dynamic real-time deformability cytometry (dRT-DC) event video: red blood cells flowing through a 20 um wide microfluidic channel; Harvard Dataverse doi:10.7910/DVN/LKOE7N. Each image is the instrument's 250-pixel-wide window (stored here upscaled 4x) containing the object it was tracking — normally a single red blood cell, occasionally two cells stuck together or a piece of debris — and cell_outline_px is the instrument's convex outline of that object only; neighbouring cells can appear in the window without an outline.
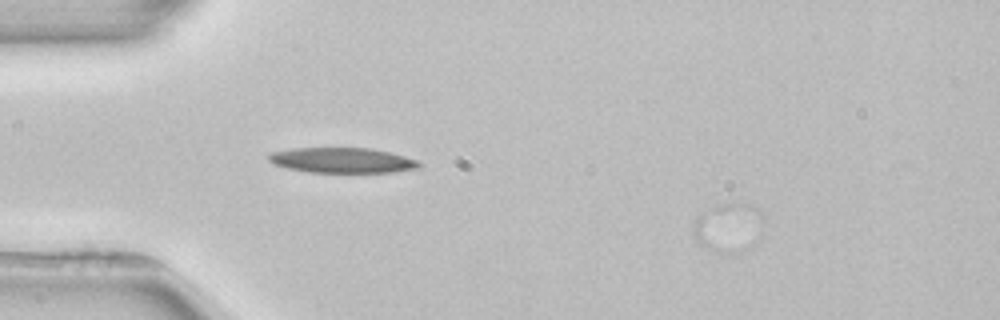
{"species": "common noctule bat (a hibernating species)", "species_latin": "Nyctalus noctula", "temperature_condition": "room temperature", "stored_images_in_passage": 2, "camera_frame_rate_fps": 3000, "um_per_image_px": 0.085, "animal": {"sex": "female", "body_mass_g": 22.7, "forearm_length_mm": 54.2}, "frame": {"image": 1, "passage_image": 1, "time_ms": 0.0, "image_size_px": [1000, 320], "cell_outline_px": [[768, 224], [728, 256], [712, 252], [704, 248], [696, 240], [692, 232], [696, 216], [712, 208], [724, 204], [752, 204], [760, 208], [764, 212]], "centroid_in_image_um": [61.89, 19.29], "position_along_channel_um": 23.1, "area_um2": 19.71}}